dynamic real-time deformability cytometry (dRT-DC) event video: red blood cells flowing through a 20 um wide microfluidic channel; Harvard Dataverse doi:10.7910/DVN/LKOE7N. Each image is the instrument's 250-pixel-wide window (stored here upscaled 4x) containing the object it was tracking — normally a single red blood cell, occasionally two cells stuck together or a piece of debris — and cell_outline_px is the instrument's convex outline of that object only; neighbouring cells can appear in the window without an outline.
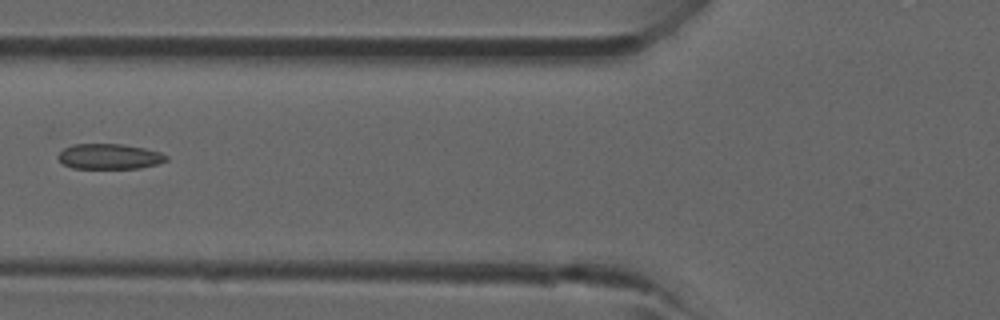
{"species": "common noctule bat (a hibernating species)", "species_latin": "Nyctalus noctula", "temperature_condition": "room temperature", "stored_images_in_passage": 6, "camera_frame_rate_fps": 3000, "um_per_image_px": 0.085, "animal": {"sex": "male", "forearm_length_mm": 52.5}, "frame": {"image": 1, "passage_image": 6, "time_ms": 6.0, "image_size_px": [1000, 320], "cell_outline_px": [[168, 160], [156, 164], [140, 168], [72, 168], [64, 164], [56, 156], [64, 148], [72, 144], [120, 144], [144, 148], [160, 152], [168, 156]], "centroid_in_image_um": [9.29, 13.3], "position_along_channel_um": 116.5, "area_um2": 15.9}}